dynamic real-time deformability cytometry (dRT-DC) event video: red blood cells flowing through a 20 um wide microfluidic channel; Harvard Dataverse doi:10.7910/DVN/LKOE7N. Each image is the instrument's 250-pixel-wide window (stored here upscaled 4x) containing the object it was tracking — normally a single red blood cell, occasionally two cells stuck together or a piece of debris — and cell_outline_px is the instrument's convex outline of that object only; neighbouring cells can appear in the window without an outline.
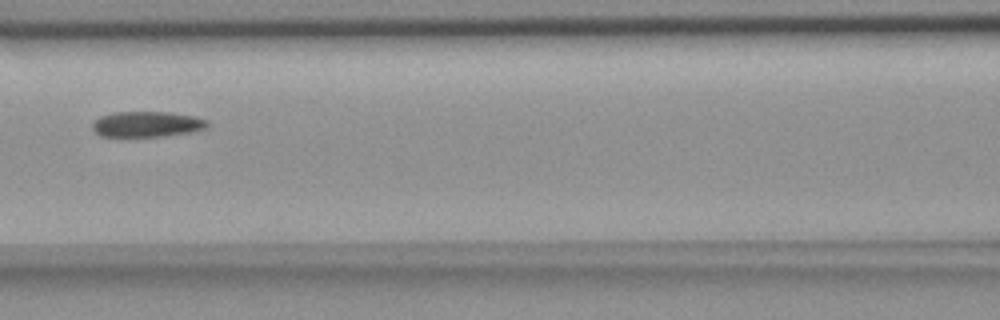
{"species": "common noctule bat (a hibernating species)", "species_latin": "Nyctalus noctula", "temperature_condition": "room temperature", "stored_images_in_passage": 3, "camera_frame_rate_fps": 3000, "um_per_image_px": 0.085, "animal": {"sex": "female", "body_mass_g": 18.4}, "frame": {"image": 1, "passage_image": 3, "time_ms": 2.333, "image_size_px": [1000, 320], "cell_outline_px": [[208, 124], [204, 128], [188, 132], [160, 136], [100, 136], [92, 128], [92, 124], [100, 116], [116, 112], [168, 112], [196, 116], [208, 120]], "centroid_in_image_um": [12.48, 10.54], "position_along_channel_um": 154.1, "area_um2": 16.88}}